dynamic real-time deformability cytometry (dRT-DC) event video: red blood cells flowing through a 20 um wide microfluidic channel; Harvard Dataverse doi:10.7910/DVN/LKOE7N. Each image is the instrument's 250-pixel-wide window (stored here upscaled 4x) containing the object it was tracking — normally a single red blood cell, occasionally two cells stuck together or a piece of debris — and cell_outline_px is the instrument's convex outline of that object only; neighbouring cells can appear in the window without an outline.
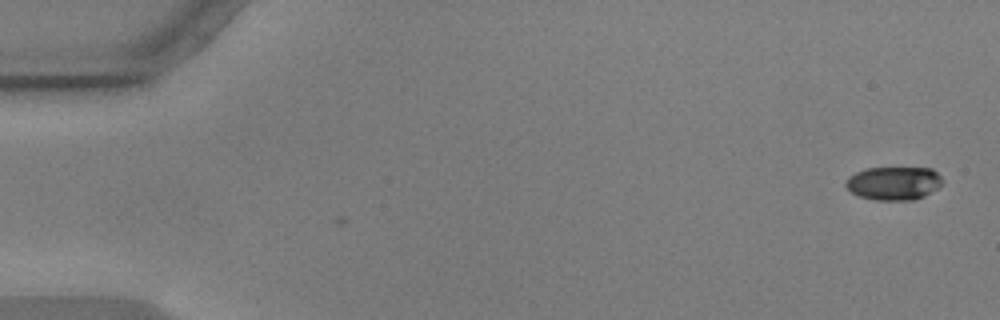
{"species": "common noctule bat (a hibernating species)", "species_latin": "Nyctalus noctula", "temperature_condition": "warm", "stored_images_in_passage": 2, "camera_frame_rate_fps": 3000, "um_per_image_px": 0.085, "animal": {"sex": "male", "body_mass_g": 17.9, "forearm_length_mm": 54.2}, "frame": {"image": 1, "passage_image": 1, "time_ms": 0.0, "image_size_px": [1000, 320], "cell_outline_px": [[940, 184], [936, 188], [924, 196], [912, 200], [876, 200], [860, 196], [852, 192], [844, 184], [844, 180], [848, 176], [856, 172], [868, 168], [932, 168], [940, 176]], "centroid_in_image_um": [75.92, 15.57], "position_along_channel_um": 9.1, "area_um2": 18.61}}